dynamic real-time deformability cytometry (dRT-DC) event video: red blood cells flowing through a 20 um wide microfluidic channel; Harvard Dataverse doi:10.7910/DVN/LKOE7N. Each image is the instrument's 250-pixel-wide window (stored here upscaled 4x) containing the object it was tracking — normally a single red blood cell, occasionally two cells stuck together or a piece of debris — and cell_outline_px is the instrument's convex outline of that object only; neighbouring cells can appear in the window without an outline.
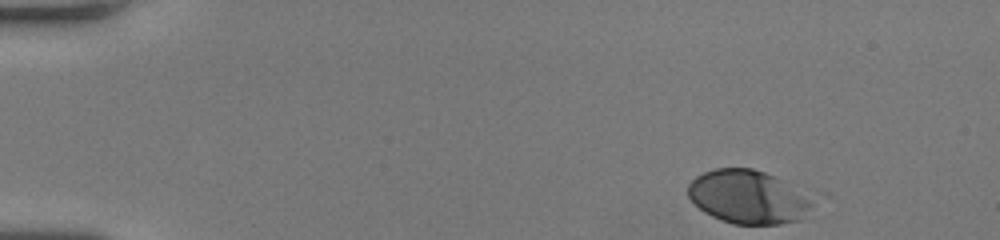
{"species": "human", "species_latin": "Homo sapiens", "temperature_condition": "room temperature", "stored_images_in_passage": 42, "camera_frame_rate_fps": 3000, "um_per_image_px": 0.085, "donor": {"sex": "female"}, "frame": {"image": 1, "passage_image": 1, "time_ms": 0.0, "image_size_px": [1000, 240], "cell_outline_px": [[812, 204], [800, 220], [780, 224], [732, 224], [720, 220], [704, 212], [688, 196], [688, 184], [696, 176], [704, 172], [716, 168], [752, 168], [776, 176], [784, 180], [808, 200]], "centroid_in_image_um": [63.5, 16.74], "position_along_channel_um": 21.5, "area_um2": 38.15}}
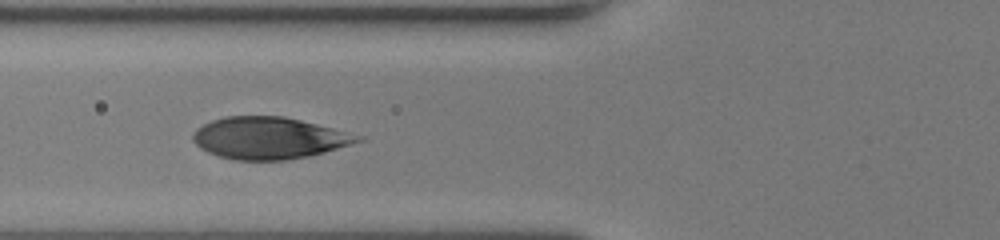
{"frame": {"image": 2, "passage_image": 16, "time_ms": 5.0, "image_size_px": [1000, 240], "cell_outline_px": [[364, 140], [324, 152], [308, 156], [284, 160], [236, 160], [216, 156], [200, 148], [192, 140], [192, 136], [196, 128], [212, 120], [224, 116], [284, 116], [364, 136]], "centroid_in_image_um": [22.83, 11.73], "position_along_channel_um": 103.0, "area_um2": 40.11}}
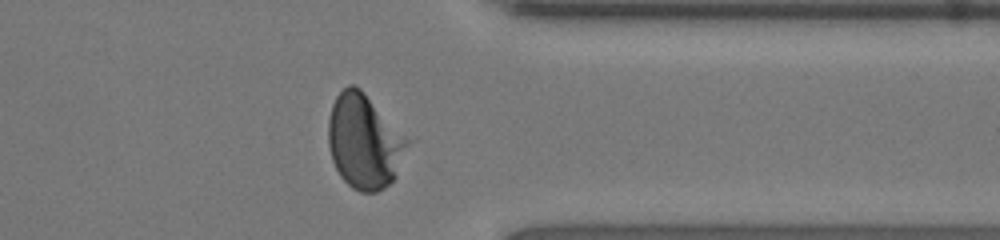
{"frame": {"image": 3, "passage_image": 37, "time_ms": 12.0, "image_size_px": [1000, 240], "cell_outline_px": [[416, 140], [396, 176], [384, 188], [376, 192], [360, 192], [352, 188], [340, 176], [332, 160], [328, 144], [328, 120], [332, 104], [336, 96], [348, 84], [352, 84], [360, 88]], "centroid_in_image_um": [31.07, 12.01], "position_along_channel_um": 380.3, "area_um2": 45.2}, "authors_computed_cell_mechanics": {"area_um2": 40.4311, "velocity_mm_per_s": 4.0146, "shape_relaxation_time_tau1_ms": 3.2485, "shape_relaxation_time_tau2_ms": null, "deformation_change_tau1": 0.1818, "deformation_change_tau2": null}}